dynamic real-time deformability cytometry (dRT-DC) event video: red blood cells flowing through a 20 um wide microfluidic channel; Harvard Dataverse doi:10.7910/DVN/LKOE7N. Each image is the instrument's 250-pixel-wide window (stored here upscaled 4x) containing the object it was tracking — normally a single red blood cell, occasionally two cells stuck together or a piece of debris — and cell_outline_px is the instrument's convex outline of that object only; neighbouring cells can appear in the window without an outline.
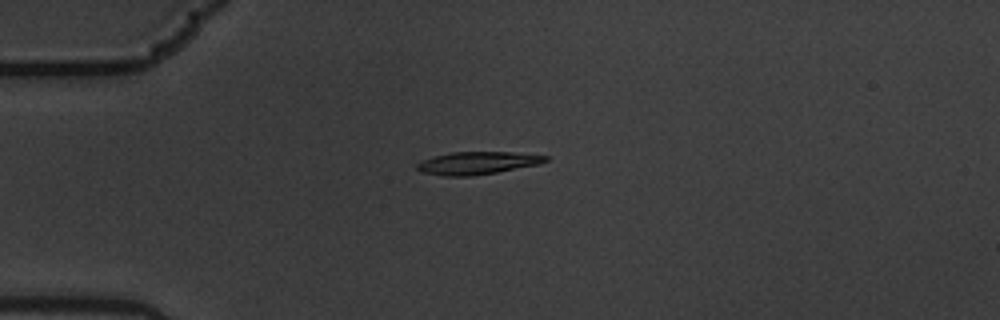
{"species": "common noctule bat (a hibernating species)", "species_latin": "Nyctalus noctula", "temperature_condition": "warm", "stored_images_in_passage": 5, "camera_frame_rate_fps": 3000, "um_per_image_px": 0.085, "animal": {"sex": "male", "body_mass_g": 19.5, "forearm_length_mm": 54.6}, "frame": {"image": 1, "passage_image": 1, "time_ms": 0.0, "image_size_px": [1000, 320], "cell_outline_px": [[548, 160], [540, 164], [496, 172], [472, 176], [444, 176], [420, 172], [416, 168], [416, 164], [432, 156], [452, 152], [512, 152], [548, 156]], "centroid_in_image_um": [40.55, 13.86], "position_along_channel_um": 44.5, "area_um2": 16.94}}
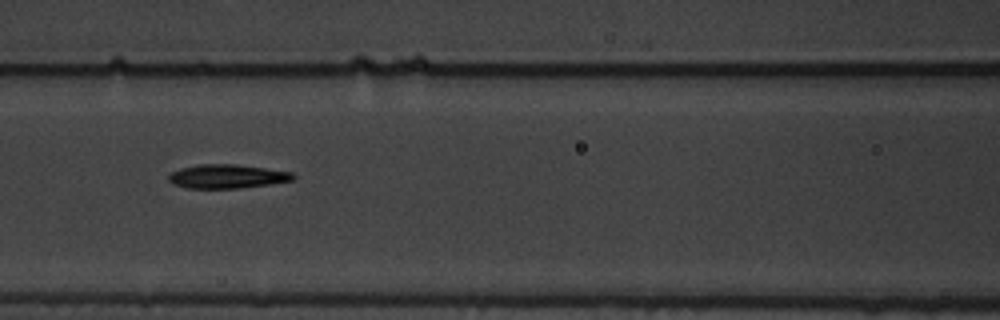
{"frame": {"image": 2, "passage_image": 4, "time_ms": 1.0, "image_size_px": [1000, 320], "cell_outline_px": [[296, 176], [292, 180], [268, 184], [236, 188], [188, 188], [172, 184], [168, 180], [168, 176], [172, 172], [180, 168], [200, 164], [236, 164], [292, 172]], "centroid_in_image_um": [19.27, 14.99], "position_along_channel_um": 147.3, "area_um2": 17.17}}
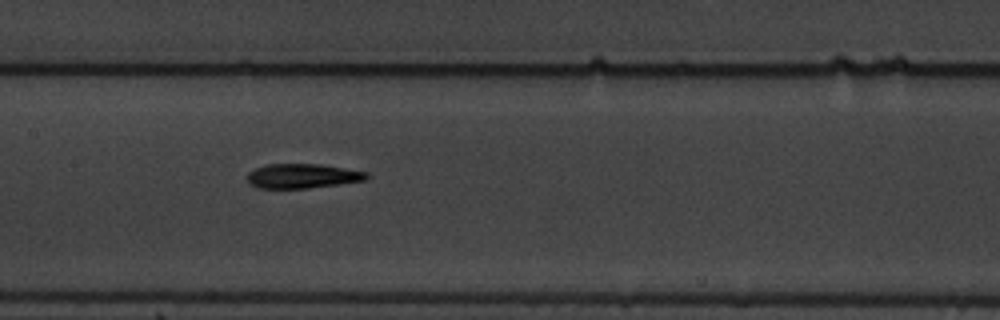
{"frame": {"image": 3, "passage_image": 5, "time_ms": 1.333, "image_size_px": [1000, 320], "cell_outline_px": [[368, 176], [364, 180], [308, 188], [260, 188], [248, 184], [248, 172], [256, 168], [268, 164], [320, 164], [368, 172]], "centroid_in_image_um": [25.67, 14.95], "position_along_channel_um": 181.7, "area_um2": 16.82}}